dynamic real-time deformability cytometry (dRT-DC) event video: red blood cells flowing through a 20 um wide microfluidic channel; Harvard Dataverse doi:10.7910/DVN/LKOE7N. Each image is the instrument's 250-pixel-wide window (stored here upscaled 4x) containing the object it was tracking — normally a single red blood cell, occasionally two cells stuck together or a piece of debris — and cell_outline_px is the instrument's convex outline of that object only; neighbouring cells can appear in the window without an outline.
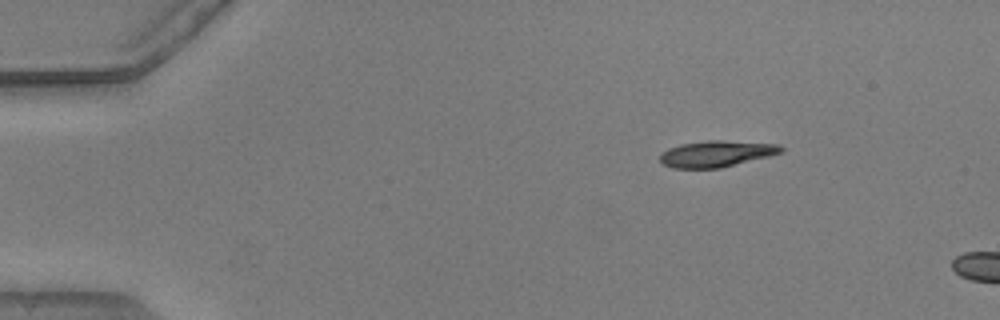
{"species": "common noctule bat (a hibernating species)", "species_latin": "Nyctalus noctula", "temperature_condition": "warm", "stored_images_in_passage": 4, "camera_frame_rate_fps": 3000, "um_per_image_px": 0.085, "animal": {"sex": "male", "body_mass_g": 20.5, "forearm_length_mm": 52.5}, "frame": {"image": 1, "passage_image": 1, "time_ms": 0.0, "image_size_px": [1000, 320], "cell_outline_px": [[784, 152], [720, 168], [672, 168], [664, 164], [660, 160], [660, 152], [668, 148], [680, 144], [708, 140], [724, 140], [780, 144], [784, 148]], "centroid_in_image_um": [60.9, 13.06], "position_along_channel_um": 24.1, "area_um2": 18.61}}